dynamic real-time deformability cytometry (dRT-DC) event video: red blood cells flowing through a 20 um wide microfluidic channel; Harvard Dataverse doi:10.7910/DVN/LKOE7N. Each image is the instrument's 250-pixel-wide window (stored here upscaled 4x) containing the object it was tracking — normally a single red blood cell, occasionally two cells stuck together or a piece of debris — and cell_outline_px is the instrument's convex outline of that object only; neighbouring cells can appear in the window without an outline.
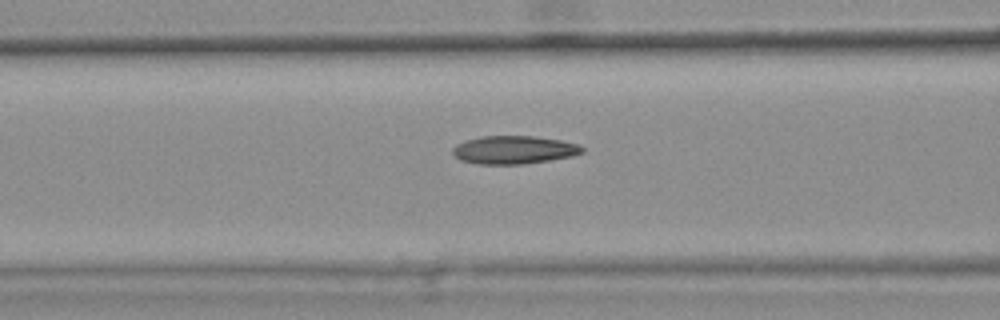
{"species": "common noctule bat (a hibernating species)", "species_latin": "Nyctalus noctula", "temperature_condition": "warm", "stored_images_in_passage": 26, "camera_frame_rate_fps": 3000, "um_per_image_px": 0.085, "animal": {"sex": "female", "body_mass_g": 25.1}, "frame": {"image": 1, "passage_image": 5, "time_ms": 1.333, "image_size_px": [1000, 320], "cell_outline_px": [[584, 152], [572, 156], [524, 164], [476, 164], [460, 160], [452, 152], [452, 148], [456, 144], [464, 140], [480, 136], [536, 136], [560, 140], [580, 144], [584, 148]], "centroid_in_image_um": [43.67, 12.73], "position_along_channel_um": 122.9, "area_um2": 21.39}}
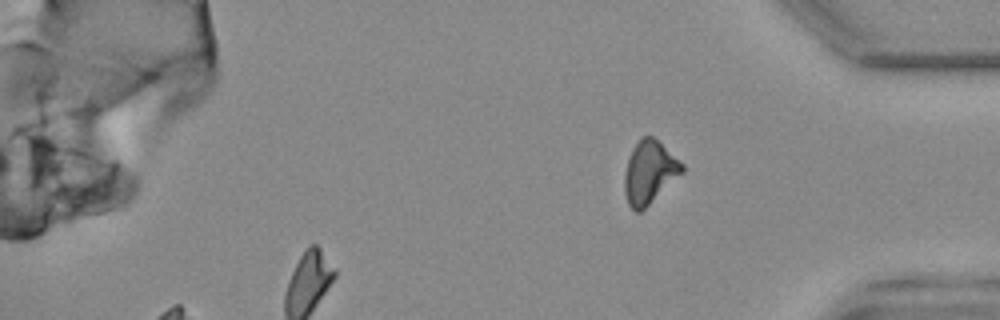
{"frame": {"image": 2, "passage_image": 26, "time_ms": 8.333, "image_size_px": [1000, 320], "cell_outline_px": [[684, 172], [640, 212], [636, 212], [628, 204], [624, 192], [624, 172], [632, 148], [640, 136], [652, 136], [684, 164]], "centroid_in_image_um": [55.19, 14.64], "position_along_channel_um": 380.0, "area_um2": 20.98}}